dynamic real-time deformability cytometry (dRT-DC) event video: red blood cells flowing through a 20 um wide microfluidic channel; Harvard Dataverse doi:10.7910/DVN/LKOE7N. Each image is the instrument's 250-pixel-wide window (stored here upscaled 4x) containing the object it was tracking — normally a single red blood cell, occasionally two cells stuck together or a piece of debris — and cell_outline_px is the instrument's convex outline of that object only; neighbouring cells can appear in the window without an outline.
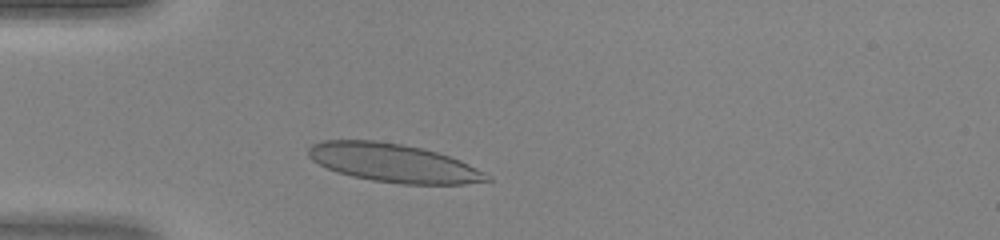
{"species": "human", "species_latin": "Homo sapiens", "temperature_condition": "warm", "stored_images_in_passage": 32, "camera_frame_rate_fps": 3000, "um_per_image_px": 0.085, "donor": {"sex": "female"}, "frame": {"image": 1, "passage_image": 4, "time_ms": 1.0, "image_size_px": [1000, 240], "cell_outline_px": [[492, 180], [464, 184], [400, 184], [372, 180], [352, 176], [336, 172], [312, 160], [308, 156], [308, 148], [312, 144], [324, 140], [376, 140], [424, 148], [460, 160], [492, 176]], "centroid_in_image_um": [33.44, 13.85], "position_along_channel_um": 51.6, "area_um2": 39.94}}
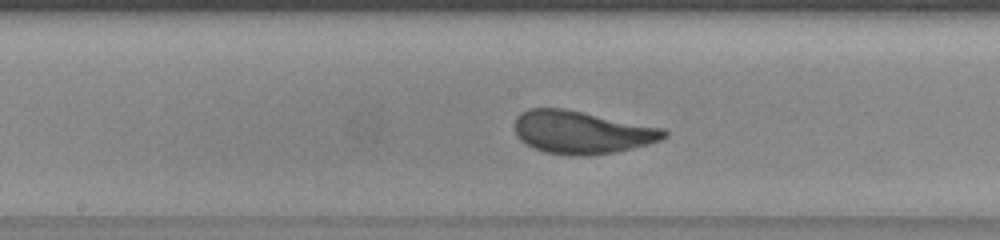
{"frame": {"image": 2, "passage_image": 15, "time_ms": 4.667, "image_size_px": [1000, 240], "cell_outline_px": [[668, 136], [660, 140], [648, 144], [616, 152], [588, 156], [572, 156], [544, 152], [532, 148], [520, 140], [516, 136], [516, 116], [520, 112], [528, 108], [564, 108], [664, 128], [668, 132]], "centroid_in_image_um": [49.44, 11.25], "position_along_channel_um": 198.8, "area_um2": 37.57}}
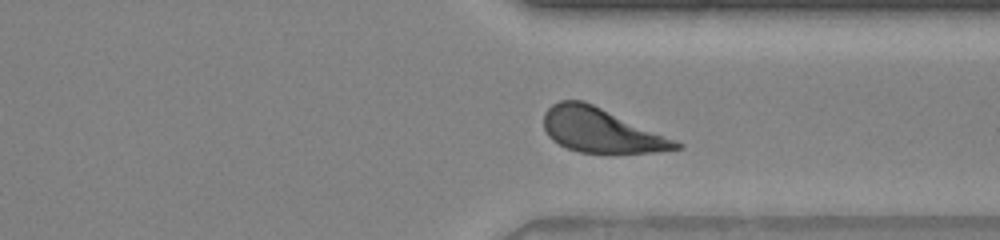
{"frame": {"image": 3, "passage_image": 26, "time_ms": 8.333, "image_size_px": [1000, 240], "cell_outline_px": [[684, 148], [656, 152], [616, 156], [580, 152], [568, 148], [552, 140], [548, 136], [544, 128], [544, 112], [552, 104], [560, 100], [584, 100], [684, 144]], "centroid_in_image_um": [51.11, 11.13], "position_along_channel_um": 360.3, "area_um2": 34.74}}